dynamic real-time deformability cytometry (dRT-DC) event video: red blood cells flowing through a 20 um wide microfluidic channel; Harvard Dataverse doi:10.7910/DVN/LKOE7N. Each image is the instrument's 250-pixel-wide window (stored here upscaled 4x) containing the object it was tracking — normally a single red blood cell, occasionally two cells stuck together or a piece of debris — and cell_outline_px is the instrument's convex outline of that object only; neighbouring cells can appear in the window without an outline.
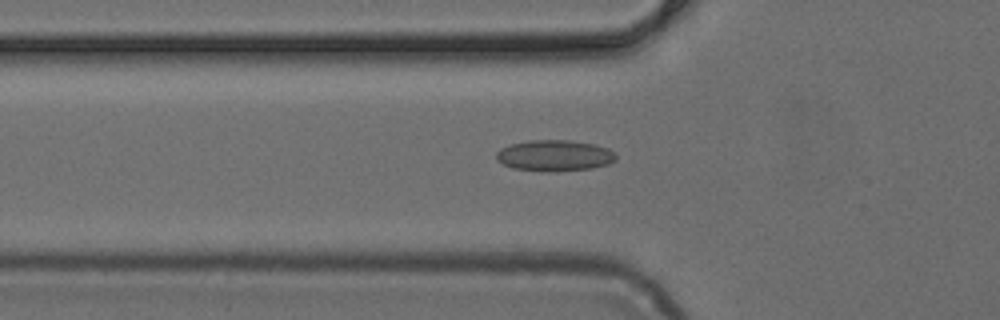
{"species": "common noctule bat (a hibernating species)", "species_latin": "Nyctalus noctula", "temperature_condition": "cold", "stored_images_in_passage": 50, "camera_frame_rate_fps": 3000, "um_per_image_px": 0.085, "animal": {"sex": "female", "body_mass_g": 24.6, "forearm_length_mm": 56.2}, "frame": {"image": 1, "passage_image": 17, "time_ms": 5.333, "image_size_px": [1000, 320], "cell_outline_px": [[616, 160], [608, 164], [592, 168], [552, 172], [548, 172], [512, 168], [496, 160], [496, 152], [500, 148], [512, 144], [532, 140], [568, 140], [592, 144], [608, 148], [616, 152]], "centroid_in_image_um": [47.14, 13.23], "position_along_channel_um": 78.7, "area_um2": 21.73}}
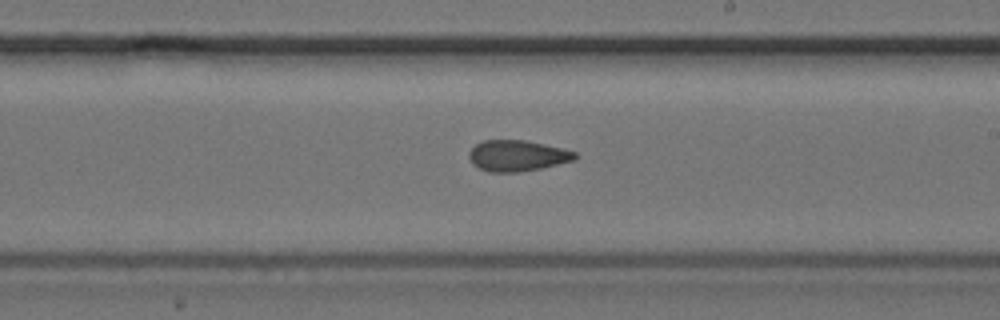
{"frame": {"image": 2, "passage_image": 29, "time_ms": 9.333, "image_size_px": [1000, 320], "cell_outline_px": [[580, 156], [576, 160], [540, 168], [520, 172], [488, 172], [472, 164], [468, 156], [468, 152], [476, 144], [484, 140], [524, 140], [544, 144], [576, 152]], "centroid_in_image_um": [43.97, 13.24], "position_along_channel_um": 245.0, "area_um2": 19.19}}
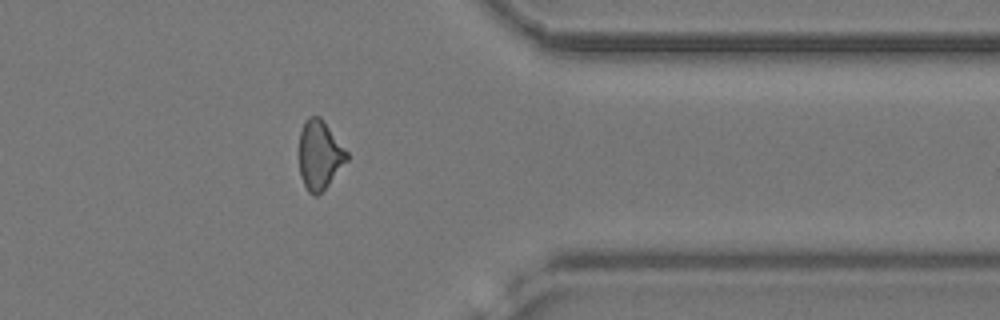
{"frame": {"image": 3, "passage_image": 40, "time_ms": 13.0, "image_size_px": [1000, 320], "cell_outline_px": [[348, 160], [328, 184], [316, 196], [312, 196], [308, 192], [300, 176], [300, 132], [308, 116], [320, 116], [324, 120], [348, 152]], "centroid_in_image_um": [27.17, 13.16], "position_along_channel_um": 384.2, "area_um2": 19.02}}